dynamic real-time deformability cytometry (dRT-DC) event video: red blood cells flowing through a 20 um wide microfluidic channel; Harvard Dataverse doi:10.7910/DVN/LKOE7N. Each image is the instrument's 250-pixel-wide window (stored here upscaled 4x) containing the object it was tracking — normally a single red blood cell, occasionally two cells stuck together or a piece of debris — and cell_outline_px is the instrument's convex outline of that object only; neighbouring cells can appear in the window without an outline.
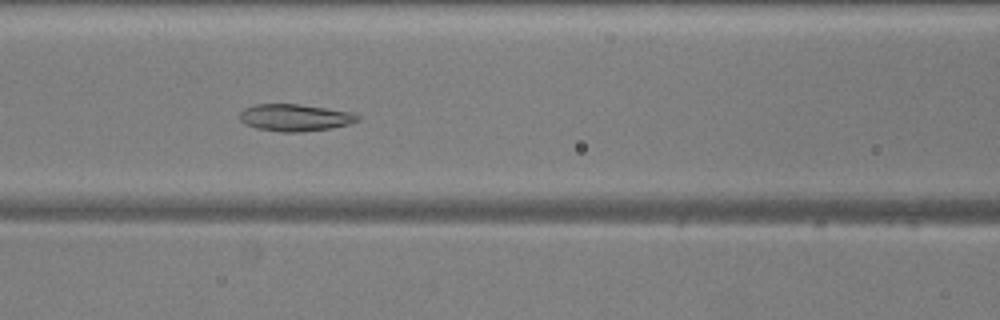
{"species": "common noctule bat (a hibernating species)", "species_latin": "Nyctalus noctula", "temperature_condition": "warm", "stored_images_in_passage": 49, "camera_frame_rate_fps": 3000, "um_per_image_px": 0.085, "animal": {"sex": "male", "body_mass_g": 20.5, "forearm_length_mm": 52.5}, "frame": {"image": 1, "passage_image": 19, "time_ms": 6.0, "image_size_px": [1000, 320], "cell_outline_px": [[360, 120], [348, 124], [332, 128], [300, 132], [280, 132], [256, 128], [244, 124], [240, 120], [240, 112], [244, 108], [256, 104], [300, 104], [352, 112], [360, 116]], "centroid_in_image_um": [25.07, 10.0], "position_along_channel_um": 141.5, "area_um2": 18.67}}
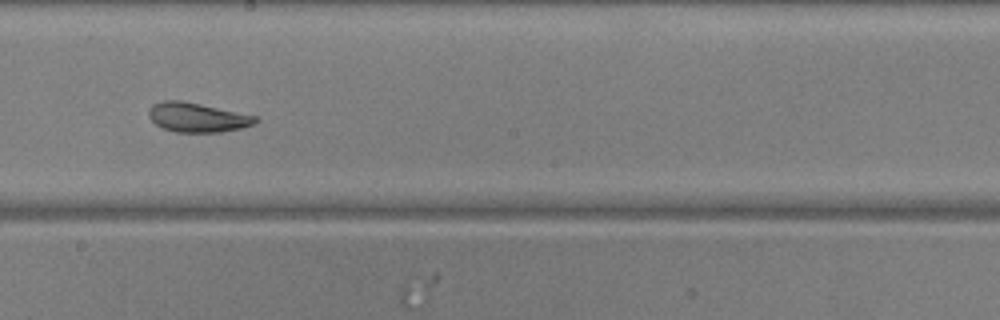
{"frame": {"image": 2, "passage_image": 26, "time_ms": 8.333, "image_size_px": [1000, 320], "cell_outline_px": [[260, 120], [252, 124], [240, 128], [220, 132], [176, 132], [160, 128], [148, 116], [148, 108], [152, 104], [164, 100], [180, 100], [200, 104], [256, 116]], "centroid_in_image_um": [16.71, 9.98], "position_along_channel_um": 231.5, "area_um2": 18.21}}
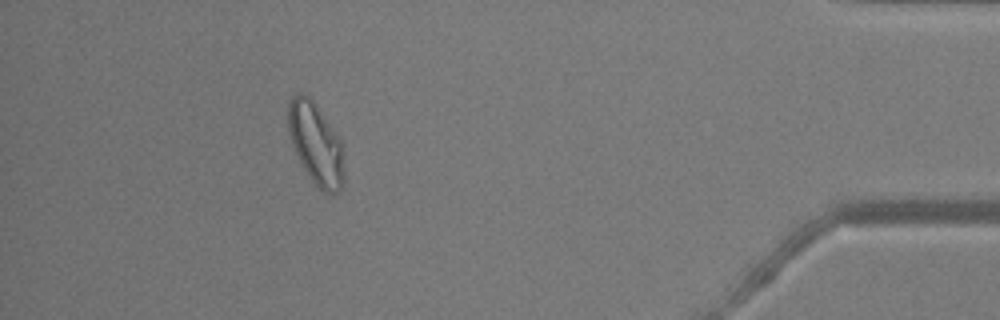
{"frame": {"image": 3, "passage_image": 44, "time_ms": 14.333, "image_size_px": [1000, 320], "cell_outline_px": [[344, 184], [340, 192], [324, 192], [312, 180], [304, 168], [292, 144], [288, 132], [288, 100], [296, 92], [304, 92], [312, 100], [344, 144]], "centroid_in_image_um": [26.87, 12.2], "position_along_channel_um": 408.3, "area_um2": 26.7}, "authors_computed_cell_mechanics": {"area_um2": 22.6576, "velocity_mm_per_s": 3.8578, "shape_relaxation_time_tau1_ms": 6.463, "shape_relaxation_time_tau2_ms": 3.2358, "deformation_change_tau1": 0.1657, "deformation_change_tau2": 0.0893}}